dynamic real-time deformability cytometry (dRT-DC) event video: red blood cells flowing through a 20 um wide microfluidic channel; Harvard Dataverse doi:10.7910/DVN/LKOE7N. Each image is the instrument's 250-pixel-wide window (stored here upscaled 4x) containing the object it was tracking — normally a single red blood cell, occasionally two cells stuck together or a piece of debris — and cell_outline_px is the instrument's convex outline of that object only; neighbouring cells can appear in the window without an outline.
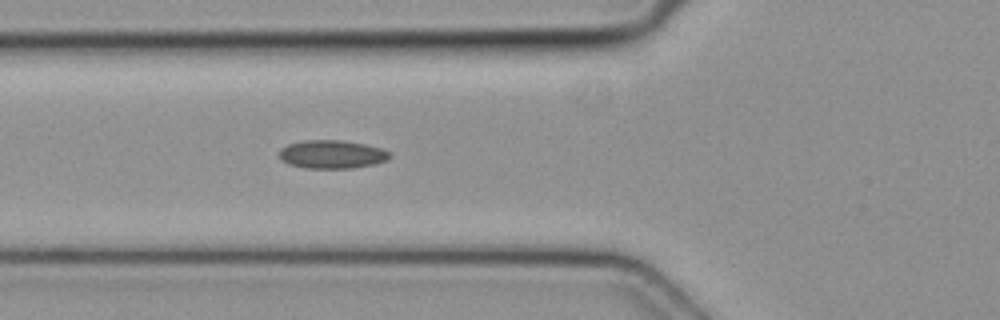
{"species": "common noctule bat (a hibernating species)", "species_latin": "Nyctalus noctula", "temperature_condition": "cold", "stored_images_in_passage": 5, "camera_frame_rate_fps": 3000, "um_per_image_px": 0.085, "animal": {"sex": "female", "body_mass_g": 19.3, "forearm_length_mm": 54.1}, "frame": {"image": 1, "passage_image": 5, "time_ms": 1.333, "image_size_px": [1000, 320], "cell_outline_px": [[392, 156], [388, 160], [376, 164], [352, 168], [304, 168], [288, 164], [280, 160], [280, 148], [288, 144], [304, 140], [344, 140], [364, 144], [380, 148], [392, 152]], "centroid_in_image_um": [28.24, 13.12], "position_along_channel_um": 97.6, "area_um2": 18.5}}